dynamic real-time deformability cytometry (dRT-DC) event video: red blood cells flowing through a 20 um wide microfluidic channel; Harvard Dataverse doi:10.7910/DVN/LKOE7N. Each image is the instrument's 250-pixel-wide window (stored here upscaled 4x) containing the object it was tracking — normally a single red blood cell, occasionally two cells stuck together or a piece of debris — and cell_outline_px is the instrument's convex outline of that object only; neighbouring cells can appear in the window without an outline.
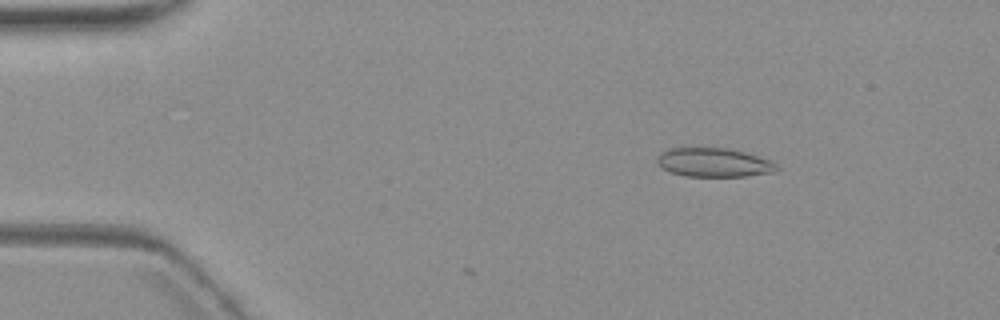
{"species": "common noctule bat (a hibernating species)", "species_latin": "Nyctalus noctula", "temperature_condition": "warm", "stored_images_in_passage": 6, "camera_frame_rate_fps": 3000, "um_per_image_px": 0.085, "animal": {"sex": "female", "body_mass_g": 19.3, "forearm_length_mm": 54.1}, "frame": {"image": 1, "passage_image": 3, "time_ms": 2.333, "image_size_px": [1000, 320], "cell_outline_px": [[780, 168], [776, 172], [748, 176], [684, 176], [668, 172], [656, 164], [656, 160], [660, 152], [672, 148], [724, 148], [744, 152], [768, 160], [776, 164]], "centroid_in_image_um": [60.64, 13.83], "position_along_channel_um": 24.4, "area_um2": 20.17}}
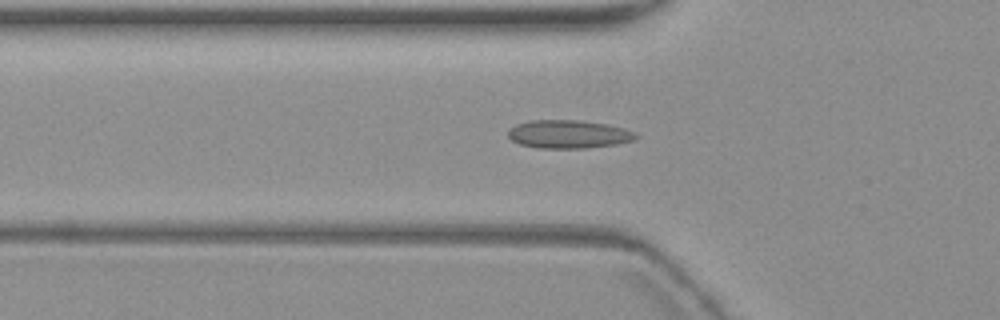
{"frame": {"image": 2, "passage_image": 6, "time_ms": 6.0, "image_size_px": [1000, 320], "cell_outline_px": [[640, 136], [636, 140], [616, 144], [584, 148], [540, 148], [520, 144], [512, 140], [508, 136], [508, 128], [516, 124], [528, 120], [580, 120], [608, 124], [624, 128], [636, 132]], "centroid_in_image_um": [48.35, 11.4], "position_along_channel_um": 77.5, "area_um2": 21.27}}